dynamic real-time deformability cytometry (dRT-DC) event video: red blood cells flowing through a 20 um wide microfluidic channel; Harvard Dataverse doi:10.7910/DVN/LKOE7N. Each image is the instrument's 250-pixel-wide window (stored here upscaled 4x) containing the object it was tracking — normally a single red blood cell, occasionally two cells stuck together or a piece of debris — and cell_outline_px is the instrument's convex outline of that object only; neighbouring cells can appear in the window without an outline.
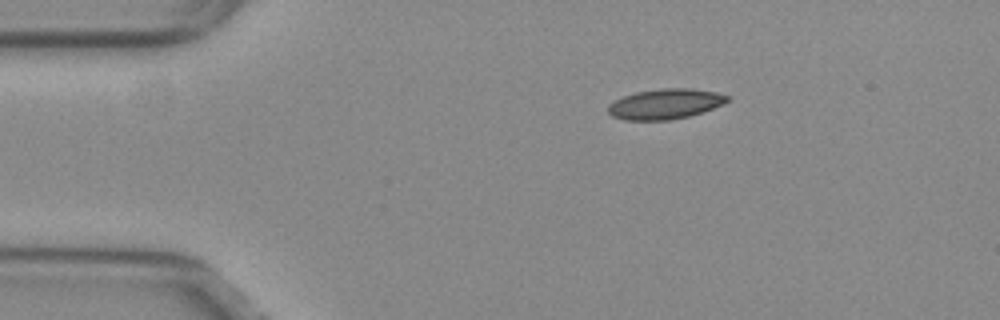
{"species": "common noctule bat (a hibernating species)", "species_latin": "Nyctalus noctula", "temperature_condition": "warm", "stored_images_in_passage": 45, "camera_frame_rate_fps": 3000, "um_per_image_px": 0.085, "animal": {"sex": "female", "body_mass_g": 29.2, "forearm_length_mm": 56.3}, "frame": {"image": 1, "passage_image": 1, "time_ms": 0.0, "image_size_px": [1000, 320], "cell_outline_px": [[728, 100], [724, 104], [688, 116], [668, 120], [624, 120], [612, 116], [608, 112], [608, 104], [624, 96], [636, 92], [660, 88], [692, 88], [716, 92], [728, 96]], "centroid_in_image_um": [56.52, 8.83], "position_along_channel_um": 28.5, "area_um2": 20.87}}
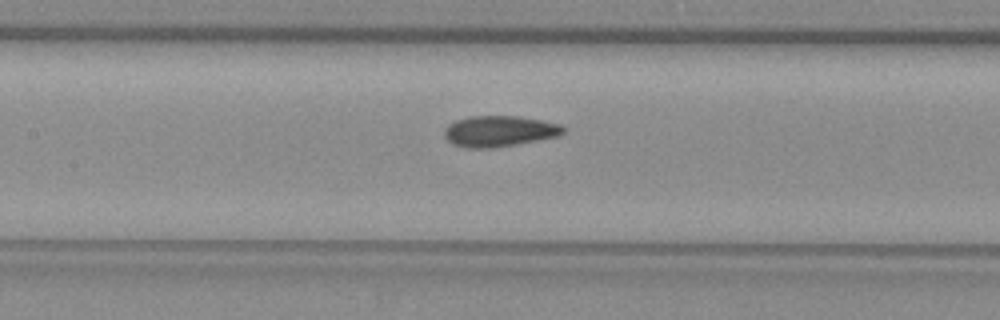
{"frame": {"image": 2, "passage_image": 16, "time_ms": 5.0, "image_size_px": [1000, 320], "cell_outline_px": [[564, 132], [556, 136], [516, 144], [492, 148], [468, 148], [452, 144], [444, 136], [444, 128], [448, 124], [456, 120], [468, 116], [520, 116], [560, 124], [564, 128]], "centroid_in_image_um": [42.38, 11.14], "position_along_channel_um": 165.0, "area_um2": 21.33}}
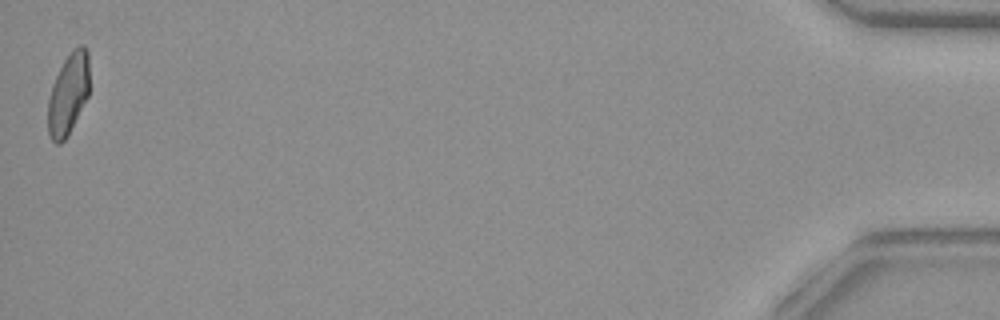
{"frame": {"image": 3, "passage_image": 45, "time_ms": 14.667, "image_size_px": [1000, 320], "cell_outline_px": [[88, 96], [68, 136], [60, 144], [56, 144], [52, 140], [48, 132], [48, 100], [52, 84], [64, 60], [72, 48], [80, 44], [84, 44], [88, 48]], "centroid_in_image_um": [5.8, 7.97], "position_along_channel_um": 429.4, "area_um2": 19.77}, "authors_computed_cell_mechanics": {"area_um2": 20.9814, "velocity_mm_per_s": 3.8216, "shape_relaxation_time_tau1_ms": 9.2649, "shape_relaxation_time_tau2_ms": 1.9642, "deformation_change_tau1": 0.2074, "deformation_change_tau2": 0.0846}}